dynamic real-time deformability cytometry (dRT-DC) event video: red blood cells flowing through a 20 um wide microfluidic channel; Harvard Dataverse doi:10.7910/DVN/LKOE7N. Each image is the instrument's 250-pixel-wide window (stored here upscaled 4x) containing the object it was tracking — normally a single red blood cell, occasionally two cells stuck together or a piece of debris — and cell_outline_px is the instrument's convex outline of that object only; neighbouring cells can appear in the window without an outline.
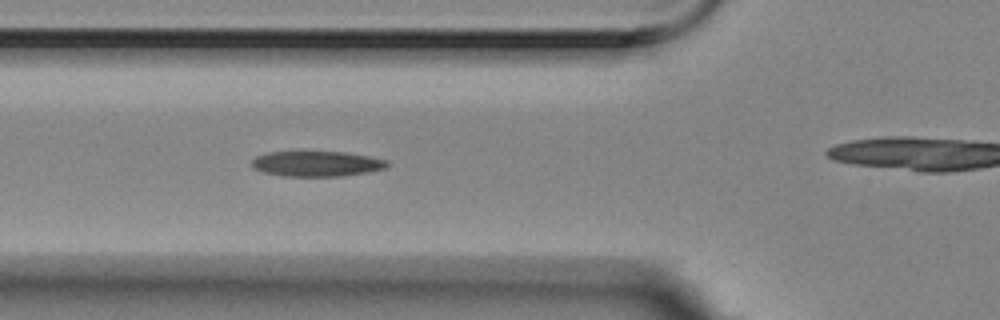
{"species": "Egyptian fruit bat (a non-hibernating species)", "species_latin": "Rousettus aegyptiacus", "temperature_condition": "room temperature", "stored_images_in_passage": 6, "segment_of_instrument_passage": [2, 2], "camera_frame_rate_fps": 3000, "um_per_image_px": 0.085, "animal": {"sex": "female"}, "frame": {"image": 1, "passage_image": 5, "time_ms": 1.333, "image_size_px": [1000, 320], "cell_outline_px": [[388, 164], [384, 168], [368, 172], [340, 176], [284, 176], [264, 172], [252, 168], [252, 160], [256, 156], [268, 152], [344, 152], [368, 156], [388, 160]], "centroid_in_image_um": [26.9, 13.92], "position_along_channel_um": 98.9, "area_um2": 19.83}}